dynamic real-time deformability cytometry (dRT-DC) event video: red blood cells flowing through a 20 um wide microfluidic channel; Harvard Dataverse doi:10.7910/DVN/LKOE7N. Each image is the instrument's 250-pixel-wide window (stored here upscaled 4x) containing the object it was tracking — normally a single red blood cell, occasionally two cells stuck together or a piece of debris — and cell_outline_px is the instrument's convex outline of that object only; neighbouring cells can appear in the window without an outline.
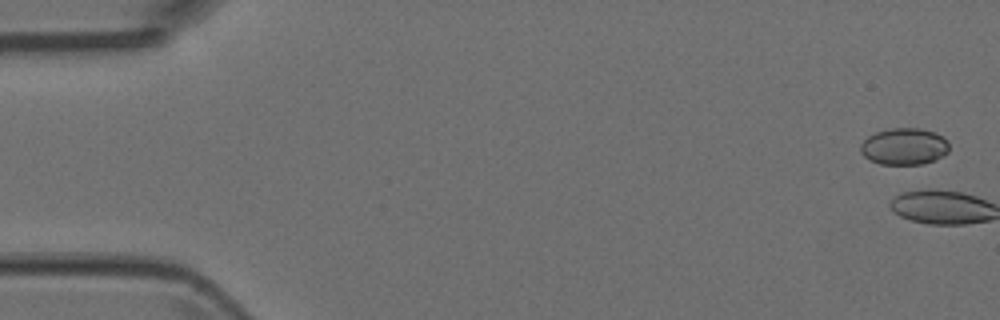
{"species": "Egyptian fruit bat (a non-hibernating species)", "species_latin": "Rousettus aegyptiacus", "temperature_condition": "room temperature", "stored_images_in_passage": 3, "camera_frame_rate_fps": 3000, "um_per_image_px": 0.085, "animal": {"sex": "female"}, "frame": {"image": 1, "passage_image": 1, "time_ms": 0.0, "image_size_px": [1000, 320], "cell_outline_px": [[948, 152], [944, 156], [936, 160], [924, 164], [880, 164], [864, 156], [860, 152], [860, 144], [868, 136], [876, 132], [888, 128], [920, 128], [936, 132], [944, 136], [948, 140]], "centroid_in_image_um": [76.89, 12.44], "position_along_channel_um": 8.1, "area_um2": 19.25}}